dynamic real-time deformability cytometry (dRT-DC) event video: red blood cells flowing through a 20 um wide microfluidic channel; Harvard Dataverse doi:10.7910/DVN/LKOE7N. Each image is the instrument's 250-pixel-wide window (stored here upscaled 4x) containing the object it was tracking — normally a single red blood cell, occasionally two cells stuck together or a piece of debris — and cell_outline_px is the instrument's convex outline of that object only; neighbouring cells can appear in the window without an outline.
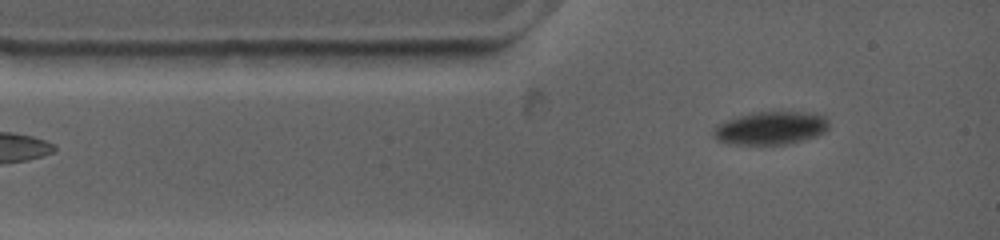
{"species": "common noctule bat (a hibernating species)", "species_latin": "Nyctalus noctula", "temperature_condition": "warm", "stored_images_in_passage": 30, "camera_frame_rate_fps": 4500, "um_per_image_px": 0.085, "animal": {"sex": "female", "body_mass_g": 19.0, "forearm_length_mm": 53.3}, "frame": {"image": 1, "passage_image": 1, "time_ms": 0.0, "image_size_px": [1000, 240], "cell_outline_px": [[828, 128], [824, 132], [816, 136], [784, 144], [728, 144], [716, 140], [712, 136], [712, 132], [716, 124], [736, 116], [752, 112], [808, 112], [824, 116], [828, 120]], "centroid_in_image_um": [65.44, 10.88], "position_along_channel_um": 19.6, "area_um2": 22.31}}
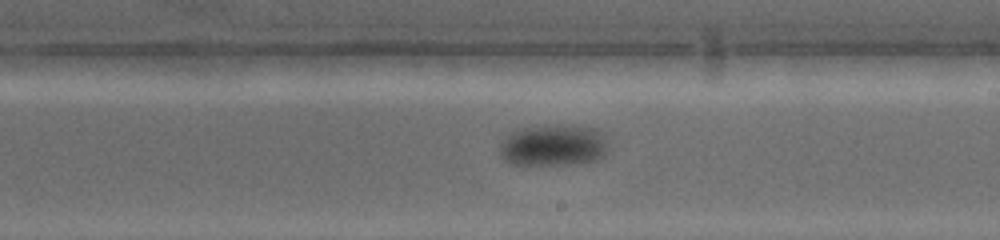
{"frame": {"image": 2, "passage_image": 11, "time_ms": 7.111, "image_size_px": [1000, 240], "cell_outline_px": [[608, 152], [604, 156], [596, 160], [564, 164], [512, 164], [504, 160], [500, 156], [500, 144], [512, 132], [520, 128], [540, 124], [564, 124], [596, 128], [608, 140]], "centroid_in_image_um": [47.07, 12.32], "position_along_channel_um": 241.9, "area_um2": 26.65}}
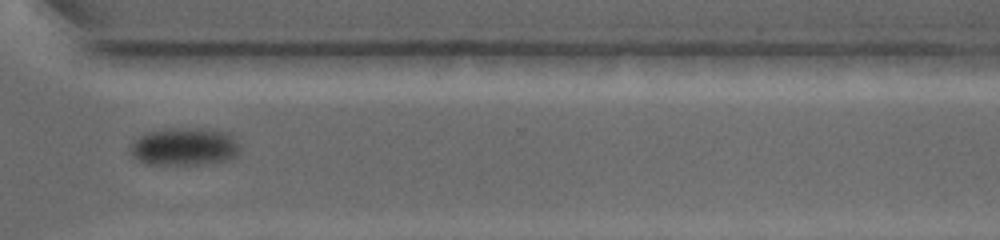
{"frame": {"image": 3, "passage_image": 21, "time_ms": 10.444, "image_size_px": [1000, 240], "cell_outline_px": [[240, 152], [236, 156], [228, 160], [200, 164], [148, 164], [136, 160], [128, 152], [128, 144], [140, 136], [148, 132], [192, 128], [200, 128], [228, 132], [240, 144]], "centroid_in_image_um": [15.67, 12.48], "position_along_channel_um": 354.9, "area_um2": 24.16}}